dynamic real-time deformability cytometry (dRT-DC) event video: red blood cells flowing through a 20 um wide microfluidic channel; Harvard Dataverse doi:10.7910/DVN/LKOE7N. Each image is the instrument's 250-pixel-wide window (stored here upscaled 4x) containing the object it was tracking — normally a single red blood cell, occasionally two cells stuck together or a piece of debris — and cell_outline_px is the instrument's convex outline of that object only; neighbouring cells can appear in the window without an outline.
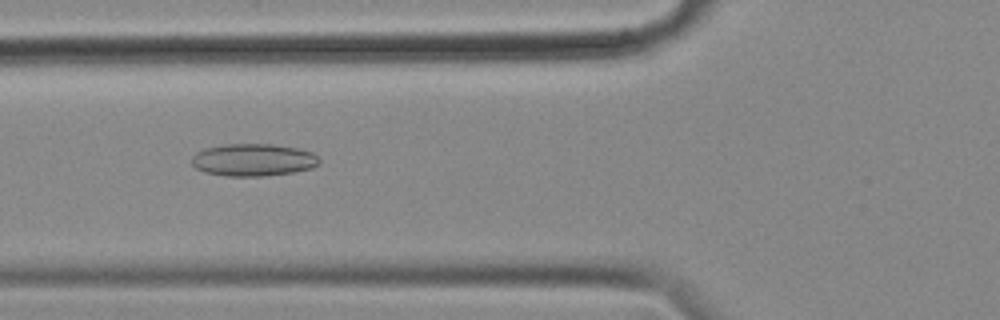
{"species": "common noctule bat (a hibernating species)", "species_latin": "Nyctalus noctula", "temperature_condition": "cold", "stored_images_in_passage": 57, "camera_frame_rate_fps": 3000, "um_per_image_px": 0.085, "animal": {"sex": "female", "body_mass_g": 18.4}, "frame": {"image": 1, "passage_image": 21, "time_ms": 6.667, "image_size_px": [1000, 320], "cell_outline_px": [[320, 164], [312, 168], [292, 172], [264, 176], [224, 176], [204, 172], [196, 168], [192, 164], [192, 156], [196, 152], [204, 148], [224, 144], [272, 144], [296, 148], [312, 152], [320, 160]], "centroid_in_image_um": [21.51, 13.59], "position_along_channel_um": 104.3, "area_um2": 24.16}}
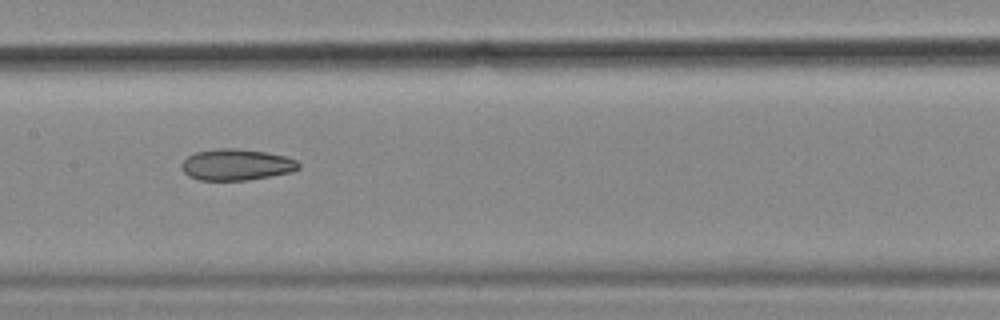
{"frame": {"image": 2, "passage_image": 28, "time_ms": 9.0, "image_size_px": [1000, 320], "cell_outline_px": [[300, 168], [292, 172], [248, 180], [200, 180], [188, 176], [180, 168], [180, 164], [188, 156], [196, 152], [220, 148], [232, 148], [264, 152], [284, 156], [296, 160], [300, 164]], "centroid_in_image_um": [20.08, 14.0], "position_along_channel_um": 187.3, "area_um2": 21.27}}
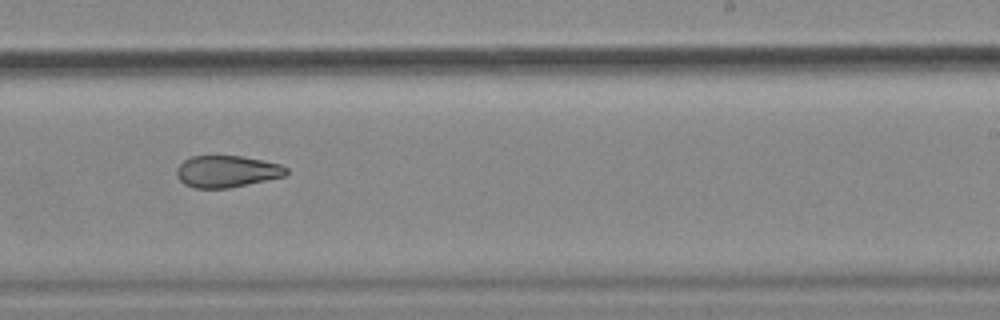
{"frame": {"image": 3, "passage_image": 35, "time_ms": 11.333, "image_size_px": [1000, 320], "cell_outline_px": [[288, 172], [284, 176], [228, 188], [196, 188], [184, 184], [176, 176], [176, 168], [184, 160], [192, 156], [240, 156], [280, 164], [288, 168]], "centroid_in_image_um": [19.25, 14.57], "position_along_channel_um": 269.8, "area_um2": 20.11}, "authors_computed_cell_mechanics": {"area_um2": 24.6806, "velocity_mm_per_s": 3.5568, "shape_relaxation_time_tau1_ms": null, "shape_relaxation_time_tau2_ms": 4.9477, "deformation_change_tau1": null, "deformation_change_tau2": 0.1176}}